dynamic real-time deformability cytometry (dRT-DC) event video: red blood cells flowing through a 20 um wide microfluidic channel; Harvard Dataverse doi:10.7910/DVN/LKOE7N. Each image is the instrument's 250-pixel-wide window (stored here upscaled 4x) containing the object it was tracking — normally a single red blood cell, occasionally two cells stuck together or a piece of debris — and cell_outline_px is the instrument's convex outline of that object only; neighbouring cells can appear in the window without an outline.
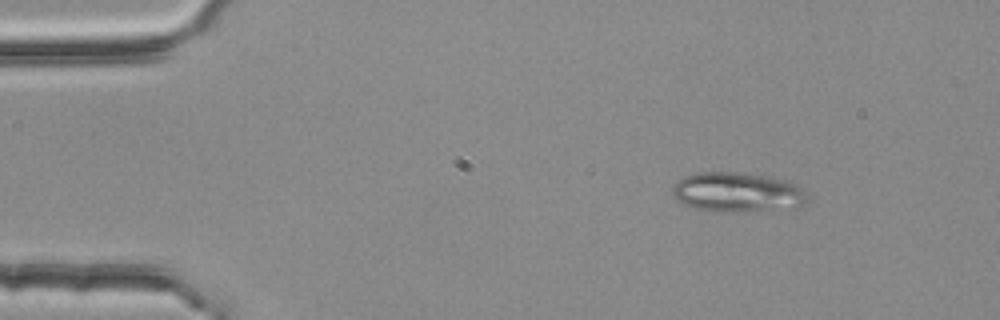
{"species": "common noctule bat (a hibernating species)", "species_latin": "Nyctalus noctula", "temperature_condition": "room temperature", "stored_images_in_passage": 3, "camera_frame_rate_fps": 3000, "um_per_image_px": 0.085, "animal": {"sex": "female", "body_mass_g": 25.1}, "frame": {"image": 1, "passage_image": 1, "time_ms": 0.0, "image_size_px": [1000, 320], "cell_outline_px": [[808, 200], [800, 208], [748, 212], [708, 212], [680, 204], [672, 196], [672, 188], [684, 176], [700, 172], [736, 172], [772, 176], [788, 180], [800, 184], [804, 188]], "centroid_in_image_um": [62.73, 16.36], "position_along_channel_um": 22.3, "area_um2": 32.37}}